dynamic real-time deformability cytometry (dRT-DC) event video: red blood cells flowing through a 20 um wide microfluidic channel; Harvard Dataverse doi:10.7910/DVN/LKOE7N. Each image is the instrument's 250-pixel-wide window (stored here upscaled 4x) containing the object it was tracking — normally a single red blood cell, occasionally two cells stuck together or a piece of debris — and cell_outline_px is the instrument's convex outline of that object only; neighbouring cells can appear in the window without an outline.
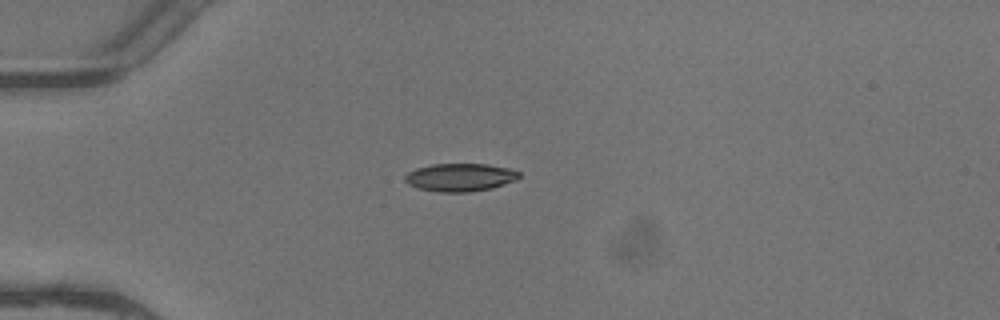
{"species": "common noctule bat (a hibernating species)", "species_latin": "Nyctalus noctula", "temperature_condition": "warm", "stored_images_in_passage": 3, "camera_frame_rate_fps": 3000, "um_per_image_px": 0.085, "animal": {"sex": "female"}, "frame": {"image": 1, "passage_image": 1, "time_ms": 0.0, "image_size_px": [1000, 320], "cell_outline_px": [[520, 176], [516, 180], [492, 188], [468, 192], [440, 192], [420, 188], [408, 184], [404, 180], [404, 176], [408, 172], [416, 168], [432, 164], [488, 164], [508, 168], [520, 172]], "centroid_in_image_um": [39.11, 15.07], "position_along_channel_um": 45.9, "area_um2": 18.55}}
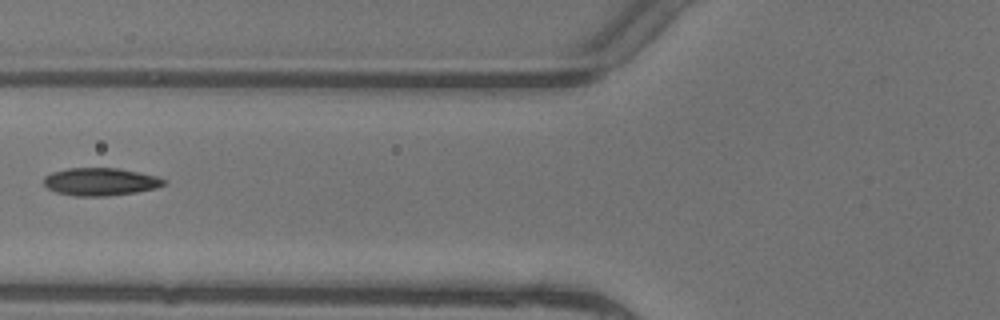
{"frame": {"image": 2, "passage_image": 3, "time_ms": 0.667, "image_size_px": [1000, 320], "cell_outline_px": [[168, 184], [156, 188], [136, 192], [108, 196], [76, 196], [56, 192], [48, 188], [44, 184], [44, 176], [52, 172], [68, 168], [120, 168], [156, 176], [168, 180]], "centroid_in_image_um": [8.57, 15.44], "position_along_channel_um": 117.2, "area_um2": 19.54}}